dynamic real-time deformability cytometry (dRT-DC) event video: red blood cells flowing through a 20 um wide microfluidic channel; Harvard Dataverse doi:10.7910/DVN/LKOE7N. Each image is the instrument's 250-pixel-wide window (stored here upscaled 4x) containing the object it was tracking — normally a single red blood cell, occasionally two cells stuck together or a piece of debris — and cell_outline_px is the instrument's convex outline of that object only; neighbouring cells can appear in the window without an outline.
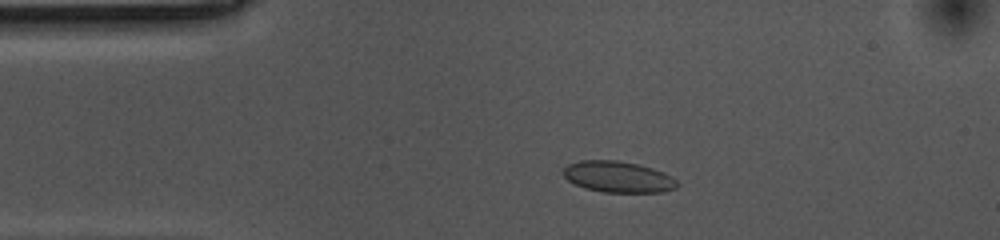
{"species": "common noctule bat (a hibernating species)", "species_latin": "Nyctalus noctula", "temperature_condition": "cold", "stored_images_in_passage": 42, "camera_frame_rate_fps": 3000, "um_per_image_px": 0.085, "animal": {"sex": "female", "body_mass_g": 10.0, "forearm_length_mm": 53.1}, "frame": {"image": 1, "passage_image": 8, "time_ms": 2.333, "image_size_px": [1000, 240], "cell_outline_px": [[680, 184], [676, 188], [664, 192], [604, 192], [584, 188], [568, 180], [564, 176], [564, 168], [568, 164], [580, 160], [616, 160], [636, 164], [652, 168], [664, 172], [672, 176]], "centroid_in_image_um": [52.57, 15.03], "position_along_channel_um": 32.4, "area_um2": 20.69}}
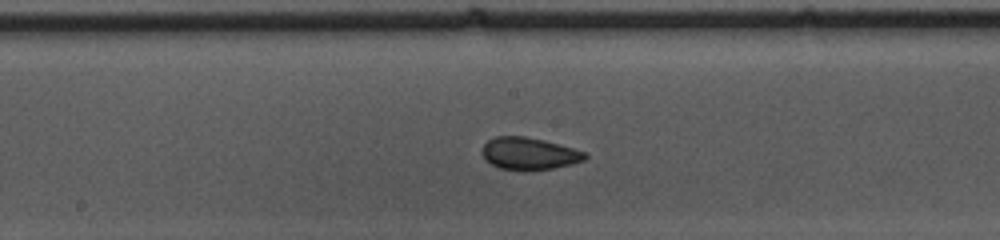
{"frame": {"image": 2, "passage_image": 25, "time_ms": 8.0, "image_size_px": [1000, 240], "cell_outline_px": [[588, 156], [584, 160], [572, 164], [552, 168], [524, 172], [500, 168], [484, 160], [480, 152], [484, 144], [488, 140], [496, 136], [524, 136], [544, 140], [588, 152]], "centroid_in_image_um": [44.96, 13.07], "position_along_channel_um": 203.2, "area_um2": 19.71}}
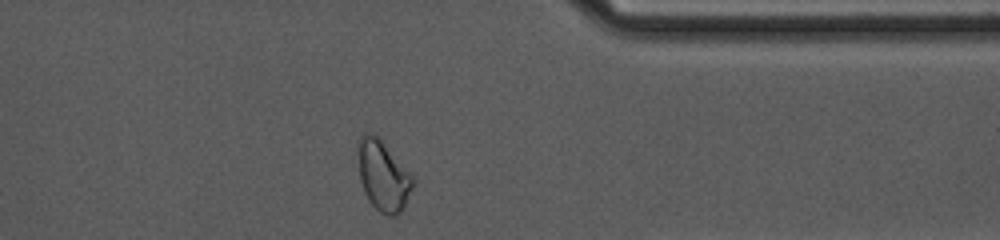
{"frame": {"image": 3, "passage_image": 41, "time_ms": 13.333, "image_size_px": [1000, 240], "cell_outline_px": [[412, 188], [404, 208], [396, 216], [388, 216], [380, 212], [368, 200], [364, 192], [360, 180], [356, 148], [356, 140], [364, 132], [372, 132], [380, 136], [412, 176]], "centroid_in_image_um": [32.51, 14.87], "position_along_channel_um": 378.9, "area_um2": 22.89}, "authors_computed_cell_mechanics": {"area_um2": 19.4786, "velocity_mm_per_s": 3.5393, "shape_relaxation_time_tau1_ms": 4.8669, "shape_relaxation_time_tau2_ms": 2.1044, "deformation_change_tau1": 0.0944, "deformation_change_tau2": 0.0573}}